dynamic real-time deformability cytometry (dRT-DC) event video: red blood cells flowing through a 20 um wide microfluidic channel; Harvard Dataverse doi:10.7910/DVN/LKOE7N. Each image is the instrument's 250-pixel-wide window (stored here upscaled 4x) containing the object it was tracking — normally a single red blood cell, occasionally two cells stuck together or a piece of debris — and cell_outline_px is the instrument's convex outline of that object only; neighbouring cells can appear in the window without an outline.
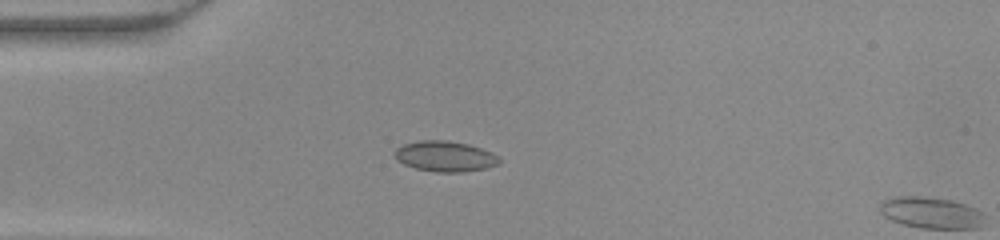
{"species": "common noctule bat (a hibernating species)", "species_latin": "Nyctalus noctula", "temperature_condition": "warm", "stored_images_in_passage": 14, "camera_frame_rate_fps": 3000, "um_per_image_px": 0.085, "animal": {"sex": "female", "body_mass_g": 22.0, "forearm_length_mm": 56.7}, "frame": {"image": 1, "passage_image": 12, "time_ms": 3.667, "image_size_px": [1000, 240], "cell_outline_px": [[500, 164], [484, 168], [464, 172], [436, 172], [416, 168], [404, 164], [396, 160], [396, 148], [404, 144], [420, 140], [448, 140], [468, 144], [492, 152], [500, 160]], "centroid_in_image_um": [37.83, 13.28], "position_along_channel_um": 47.2, "area_um2": 18.5}}